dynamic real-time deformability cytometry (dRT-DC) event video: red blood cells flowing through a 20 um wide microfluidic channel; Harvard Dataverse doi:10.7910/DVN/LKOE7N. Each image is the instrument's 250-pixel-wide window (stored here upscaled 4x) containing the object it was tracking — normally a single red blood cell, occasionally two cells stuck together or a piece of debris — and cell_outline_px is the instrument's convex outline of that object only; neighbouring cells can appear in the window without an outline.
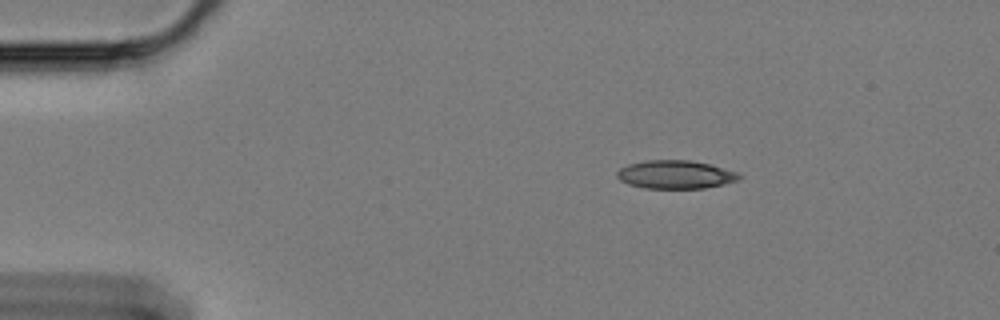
{"species": "Egyptian fruit bat (a non-hibernating species)", "species_latin": "Rousettus aegyptiacus", "temperature_condition": "cold", "stored_images_in_passage": 50, "camera_frame_rate_fps": 3000, "um_per_image_px": 0.085, "animal": {"sex": "female"}, "frame": {"image": 1, "passage_image": 1, "time_ms": 0.0, "image_size_px": [1000, 320], "cell_outline_px": [[744, 176], [740, 180], [724, 184], [704, 188], [644, 188], [628, 184], [620, 180], [616, 176], [616, 172], [620, 168], [628, 164], [644, 160], [688, 160], [708, 164], [736, 172]], "centroid_in_image_um": [57.4, 14.84], "position_along_channel_um": 27.6, "area_um2": 20.17}}
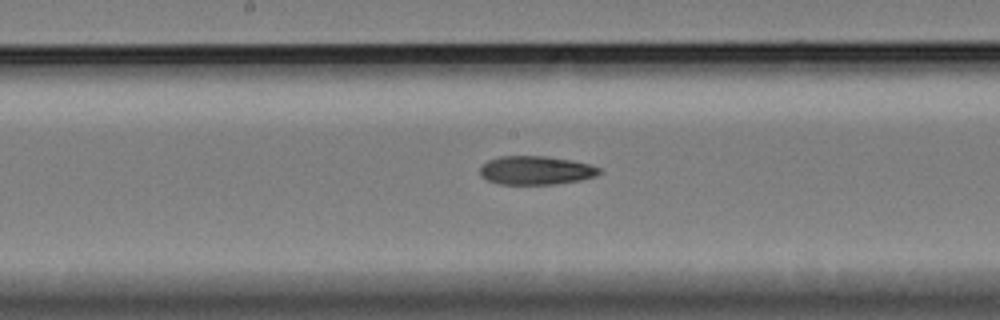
{"frame": {"image": 2, "passage_image": 22, "time_ms": 7.0, "image_size_px": [1000, 320], "cell_outline_px": [[604, 172], [596, 176], [580, 180], [556, 184], [500, 184], [488, 180], [480, 176], [480, 168], [488, 160], [500, 156], [548, 156], [572, 160], [588, 164], [600, 168]], "centroid_in_image_um": [45.58, 14.48], "position_along_channel_um": 202.6, "area_um2": 20.0}}
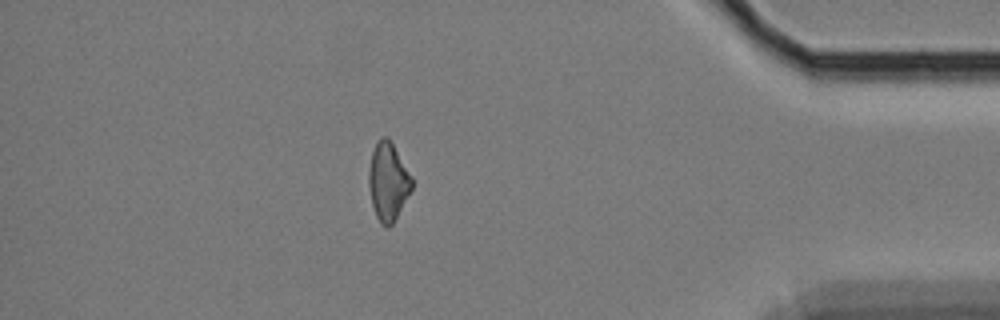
{"frame": {"image": 3, "passage_image": 43, "time_ms": 14.0, "image_size_px": [1000, 320], "cell_outline_px": [[412, 188], [392, 224], [388, 228], [380, 224], [376, 216], [372, 204], [368, 184], [368, 172], [372, 152], [380, 136], [388, 136], [412, 176]], "centroid_in_image_um": [32.97, 15.42], "position_along_channel_um": 402.2, "area_um2": 19.48}}